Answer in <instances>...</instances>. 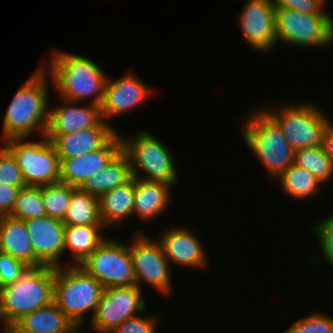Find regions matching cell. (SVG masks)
<instances>
[{"label":"cell","instance_id":"11","mask_svg":"<svg viewBox=\"0 0 333 333\" xmlns=\"http://www.w3.org/2000/svg\"><path fill=\"white\" fill-rule=\"evenodd\" d=\"M149 236L144 230L137 231L130 241L136 286L142 289L140 284L145 282L162 295L170 296L173 291L170 264L160 242Z\"/></svg>","mask_w":333,"mask_h":333},{"label":"cell","instance_id":"24","mask_svg":"<svg viewBox=\"0 0 333 333\" xmlns=\"http://www.w3.org/2000/svg\"><path fill=\"white\" fill-rule=\"evenodd\" d=\"M105 225H72L64 229V255L69 252L68 264L80 265L104 240Z\"/></svg>","mask_w":333,"mask_h":333},{"label":"cell","instance_id":"18","mask_svg":"<svg viewBox=\"0 0 333 333\" xmlns=\"http://www.w3.org/2000/svg\"><path fill=\"white\" fill-rule=\"evenodd\" d=\"M101 120L96 126L63 135H46L55 148L58 159L79 157L102 148L117 132Z\"/></svg>","mask_w":333,"mask_h":333},{"label":"cell","instance_id":"23","mask_svg":"<svg viewBox=\"0 0 333 333\" xmlns=\"http://www.w3.org/2000/svg\"><path fill=\"white\" fill-rule=\"evenodd\" d=\"M135 178L109 190L99 197V213L102 223L110 229L120 227L127 217L131 218L134 207ZM122 222V223H121Z\"/></svg>","mask_w":333,"mask_h":333},{"label":"cell","instance_id":"2","mask_svg":"<svg viewBox=\"0 0 333 333\" xmlns=\"http://www.w3.org/2000/svg\"><path fill=\"white\" fill-rule=\"evenodd\" d=\"M51 55L49 76L59 97L78 102L92 99L90 103L101 105L108 77L89 58L55 50ZM93 97V98H92Z\"/></svg>","mask_w":333,"mask_h":333},{"label":"cell","instance_id":"38","mask_svg":"<svg viewBox=\"0 0 333 333\" xmlns=\"http://www.w3.org/2000/svg\"><path fill=\"white\" fill-rule=\"evenodd\" d=\"M323 147L333 165V122L329 119L323 136Z\"/></svg>","mask_w":333,"mask_h":333},{"label":"cell","instance_id":"13","mask_svg":"<svg viewBox=\"0 0 333 333\" xmlns=\"http://www.w3.org/2000/svg\"><path fill=\"white\" fill-rule=\"evenodd\" d=\"M245 4L238 15L245 42L257 52L271 51L276 46L274 5L271 0H246Z\"/></svg>","mask_w":333,"mask_h":333},{"label":"cell","instance_id":"29","mask_svg":"<svg viewBox=\"0 0 333 333\" xmlns=\"http://www.w3.org/2000/svg\"><path fill=\"white\" fill-rule=\"evenodd\" d=\"M75 188L61 182L41 186V197L46 215L63 221L72 191Z\"/></svg>","mask_w":333,"mask_h":333},{"label":"cell","instance_id":"30","mask_svg":"<svg viewBox=\"0 0 333 333\" xmlns=\"http://www.w3.org/2000/svg\"><path fill=\"white\" fill-rule=\"evenodd\" d=\"M45 215L46 212L41 197V186H26L21 188L9 216L26 221Z\"/></svg>","mask_w":333,"mask_h":333},{"label":"cell","instance_id":"34","mask_svg":"<svg viewBox=\"0 0 333 333\" xmlns=\"http://www.w3.org/2000/svg\"><path fill=\"white\" fill-rule=\"evenodd\" d=\"M28 268L22 261L0 251V288L15 283Z\"/></svg>","mask_w":333,"mask_h":333},{"label":"cell","instance_id":"9","mask_svg":"<svg viewBox=\"0 0 333 333\" xmlns=\"http://www.w3.org/2000/svg\"><path fill=\"white\" fill-rule=\"evenodd\" d=\"M41 138L37 142L28 137L11 138L2 143L15 157L25 186L40 187L60 182V162L55 148L45 134Z\"/></svg>","mask_w":333,"mask_h":333},{"label":"cell","instance_id":"4","mask_svg":"<svg viewBox=\"0 0 333 333\" xmlns=\"http://www.w3.org/2000/svg\"><path fill=\"white\" fill-rule=\"evenodd\" d=\"M257 109L243 120L242 136L270 178L276 180L294 163L295 150L278 123L263 108Z\"/></svg>","mask_w":333,"mask_h":333},{"label":"cell","instance_id":"12","mask_svg":"<svg viewBox=\"0 0 333 333\" xmlns=\"http://www.w3.org/2000/svg\"><path fill=\"white\" fill-rule=\"evenodd\" d=\"M142 289L135 286L104 288L91 320L97 333H111L124 320L147 310Z\"/></svg>","mask_w":333,"mask_h":333},{"label":"cell","instance_id":"39","mask_svg":"<svg viewBox=\"0 0 333 333\" xmlns=\"http://www.w3.org/2000/svg\"><path fill=\"white\" fill-rule=\"evenodd\" d=\"M3 330L5 331V333H16L13 329L11 328H3Z\"/></svg>","mask_w":333,"mask_h":333},{"label":"cell","instance_id":"10","mask_svg":"<svg viewBox=\"0 0 333 333\" xmlns=\"http://www.w3.org/2000/svg\"><path fill=\"white\" fill-rule=\"evenodd\" d=\"M80 266L93 276L103 288L135 286L129 246L106 238Z\"/></svg>","mask_w":333,"mask_h":333},{"label":"cell","instance_id":"1","mask_svg":"<svg viewBox=\"0 0 333 333\" xmlns=\"http://www.w3.org/2000/svg\"><path fill=\"white\" fill-rule=\"evenodd\" d=\"M46 67L39 66L15 92L4 115L2 142L11 138L30 137L38 131L46 133L49 120V100Z\"/></svg>","mask_w":333,"mask_h":333},{"label":"cell","instance_id":"35","mask_svg":"<svg viewBox=\"0 0 333 333\" xmlns=\"http://www.w3.org/2000/svg\"><path fill=\"white\" fill-rule=\"evenodd\" d=\"M148 316L138 314L130 317L120 323L111 333H157L158 317Z\"/></svg>","mask_w":333,"mask_h":333},{"label":"cell","instance_id":"17","mask_svg":"<svg viewBox=\"0 0 333 333\" xmlns=\"http://www.w3.org/2000/svg\"><path fill=\"white\" fill-rule=\"evenodd\" d=\"M190 229L184 226H172L165 229L157 240L171 265L172 262L182 267L201 269L207 268V256L201 241Z\"/></svg>","mask_w":333,"mask_h":333},{"label":"cell","instance_id":"37","mask_svg":"<svg viewBox=\"0 0 333 333\" xmlns=\"http://www.w3.org/2000/svg\"><path fill=\"white\" fill-rule=\"evenodd\" d=\"M21 188L0 184V216L9 215Z\"/></svg>","mask_w":333,"mask_h":333},{"label":"cell","instance_id":"16","mask_svg":"<svg viewBox=\"0 0 333 333\" xmlns=\"http://www.w3.org/2000/svg\"><path fill=\"white\" fill-rule=\"evenodd\" d=\"M25 223L35 256L47 266L65 265L61 261L64 255L63 222L45 215L26 220Z\"/></svg>","mask_w":333,"mask_h":333},{"label":"cell","instance_id":"8","mask_svg":"<svg viewBox=\"0 0 333 333\" xmlns=\"http://www.w3.org/2000/svg\"><path fill=\"white\" fill-rule=\"evenodd\" d=\"M288 104L278 109L270 106L263 109L278 123L294 150L323 146L324 131L330 117L311 102Z\"/></svg>","mask_w":333,"mask_h":333},{"label":"cell","instance_id":"31","mask_svg":"<svg viewBox=\"0 0 333 333\" xmlns=\"http://www.w3.org/2000/svg\"><path fill=\"white\" fill-rule=\"evenodd\" d=\"M284 333H333V316L313 311L292 323Z\"/></svg>","mask_w":333,"mask_h":333},{"label":"cell","instance_id":"14","mask_svg":"<svg viewBox=\"0 0 333 333\" xmlns=\"http://www.w3.org/2000/svg\"><path fill=\"white\" fill-rule=\"evenodd\" d=\"M150 94L151 86L145 84L134 73L128 72L116 80L108 77L100 105L102 120L109 123L108 119L136 109L135 107L142 105Z\"/></svg>","mask_w":333,"mask_h":333},{"label":"cell","instance_id":"19","mask_svg":"<svg viewBox=\"0 0 333 333\" xmlns=\"http://www.w3.org/2000/svg\"><path fill=\"white\" fill-rule=\"evenodd\" d=\"M62 102V105L50 108L45 135L74 133L94 127L102 120L99 105L88 103L83 107L78 106V102L66 99H63Z\"/></svg>","mask_w":333,"mask_h":333},{"label":"cell","instance_id":"28","mask_svg":"<svg viewBox=\"0 0 333 333\" xmlns=\"http://www.w3.org/2000/svg\"><path fill=\"white\" fill-rule=\"evenodd\" d=\"M294 163L309 171L322 184L332 179L333 165L323 146L296 149Z\"/></svg>","mask_w":333,"mask_h":333},{"label":"cell","instance_id":"5","mask_svg":"<svg viewBox=\"0 0 333 333\" xmlns=\"http://www.w3.org/2000/svg\"><path fill=\"white\" fill-rule=\"evenodd\" d=\"M103 289L80 265L55 267L53 302L79 331L89 311L93 316Z\"/></svg>","mask_w":333,"mask_h":333},{"label":"cell","instance_id":"22","mask_svg":"<svg viewBox=\"0 0 333 333\" xmlns=\"http://www.w3.org/2000/svg\"><path fill=\"white\" fill-rule=\"evenodd\" d=\"M172 186L135 178L133 215L149 222L165 212L171 202Z\"/></svg>","mask_w":333,"mask_h":333},{"label":"cell","instance_id":"32","mask_svg":"<svg viewBox=\"0 0 333 333\" xmlns=\"http://www.w3.org/2000/svg\"><path fill=\"white\" fill-rule=\"evenodd\" d=\"M0 146V184L26 187L15 157L3 144Z\"/></svg>","mask_w":333,"mask_h":333},{"label":"cell","instance_id":"15","mask_svg":"<svg viewBox=\"0 0 333 333\" xmlns=\"http://www.w3.org/2000/svg\"><path fill=\"white\" fill-rule=\"evenodd\" d=\"M122 150L119 131L102 147L79 157L59 159L60 182L80 188Z\"/></svg>","mask_w":333,"mask_h":333},{"label":"cell","instance_id":"27","mask_svg":"<svg viewBox=\"0 0 333 333\" xmlns=\"http://www.w3.org/2000/svg\"><path fill=\"white\" fill-rule=\"evenodd\" d=\"M276 180L278 183L280 182L284 193L298 199V201L308 200L315 193H318L319 188L322 187V183L314 175L295 163Z\"/></svg>","mask_w":333,"mask_h":333},{"label":"cell","instance_id":"21","mask_svg":"<svg viewBox=\"0 0 333 333\" xmlns=\"http://www.w3.org/2000/svg\"><path fill=\"white\" fill-rule=\"evenodd\" d=\"M11 329L16 333H81L53 301L24 315Z\"/></svg>","mask_w":333,"mask_h":333},{"label":"cell","instance_id":"33","mask_svg":"<svg viewBox=\"0 0 333 333\" xmlns=\"http://www.w3.org/2000/svg\"><path fill=\"white\" fill-rule=\"evenodd\" d=\"M314 235L316 236L320 252L326 263L333 268V215L321 219L312 226Z\"/></svg>","mask_w":333,"mask_h":333},{"label":"cell","instance_id":"20","mask_svg":"<svg viewBox=\"0 0 333 333\" xmlns=\"http://www.w3.org/2000/svg\"><path fill=\"white\" fill-rule=\"evenodd\" d=\"M0 251L29 267L44 265L34 254L25 221L9 215L0 216Z\"/></svg>","mask_w":333,"mask_h":333},{"label":"cell","instance_id":"7","mask_svg":"<svg viewBox=\"0 0 333 333\" xmlns=\"http://www.w3.org/2000/svg\"><path fill=\"white\" fill-rule=\"evenodd\" d=\"M276 44L328 47L333 45V16L324 9L319 14H304L288 8H275Z\"/></svg>","mask_w":333,"mask_h":333},{"label":"cell","instance_id":"25","mask_svg":"<svg viewBox=\"0 0 333 333\" xmlns=\"http://www.w3.org/2000/svg\"><path fill=\"white\" fill-rule=\"evenodd\" d=\"M132 178L128 156L121 150L106 167L90 177L80 188L99 198Z\"/></svg>","mask_w":333,"mask_h":333},{"label":"cell","instance_id":"36","mask_svg":"<svg viewBox=\"0 0 333 333\" xmlns=\"http://www.w3.org/2000/svg\"><path fill=\"white\" fill-rule=\"evenodd\" d=\"M275 8H288L304 14H319L326 9L323 0H271Z\"/></svg>","mask_w":333,"mask_h":333},{"label":"cell","instance_id":"26","mask_svg":"<svg viewBox=\"0 0 333 333\" xmlns=\"http://www.w3.org/2000/svg\"><path fill=\"white\" fill-rule=\"evenodd\" d=\"M62 222L65 226L104 225L99 213V198L75 188Z\"/></svg>","mask_w":333,"mask_h":333},{"label":"cell","instance_id":"6","mask_svg":"<svg viewBox=\"0 0 333 333\" xmlns=\"http://www.w3.org/2000/svg\"><path fill=\"white\" fill-rule=\"evenodd\" d=\"M119 135L134 178L162 182L172 187L177 185L176 163L164 143L147 131H139L132 138Z\"/></svg>","mask_w":333,"mask_h":333},{"label":"cell","instance_id":"3","mask_svg":"<svg viewBox=\"0 0 333 333\" xmlns=\"http://www.w3.org/2000/svg\"><path fill=\"white\" fill-rule=\"evenodd\" d=\"M55 267H29L15 282L0 288L1 327L11 328L24 315L53 301Z\"/></svg>","mask_w":333,"mask_h":333}]
</instances>
